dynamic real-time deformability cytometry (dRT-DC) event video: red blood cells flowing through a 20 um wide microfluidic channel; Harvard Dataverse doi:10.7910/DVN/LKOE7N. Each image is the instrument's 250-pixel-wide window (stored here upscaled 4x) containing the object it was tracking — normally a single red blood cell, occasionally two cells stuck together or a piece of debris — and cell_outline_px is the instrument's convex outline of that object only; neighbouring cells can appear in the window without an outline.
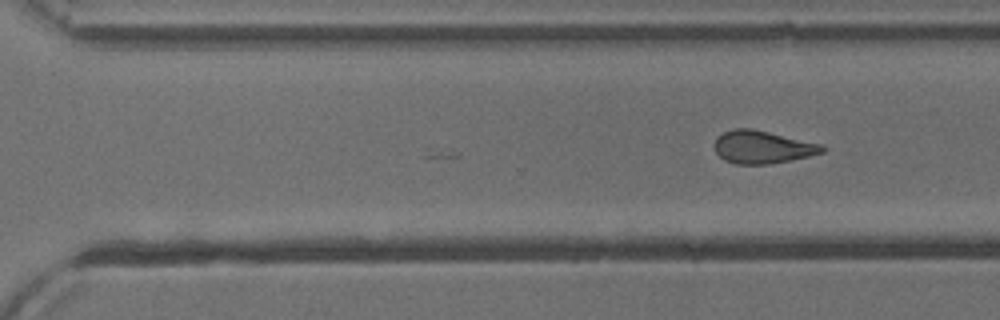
{"species": "common noctule bat (a hibernating species)", "species_latin": "Nyctalus noctula", "temperature_condition": "cold", "stored_images_in_passage": 24, "camera_frame_rate_fps": 3000, "um_per_image_px": 0.085, "animal": {"sex": "male", "body_mass_g": 13.3}, "frame": {"image": 1, "passage_image": 24, "time_ms": 7.667, "image_size_px": [1000, 320], "cell_outline_px": [[824, 152], [808, 156], [768, 164], [736, 164], [724, 160], [716, 152], [716, 136], [724, 132], [736, 128], [752, 128], [824, 144]], "centroid_in_image_um": [64.82, 12.49], "position_along_channel_um": 305.8, "area_um2": 20.46}}